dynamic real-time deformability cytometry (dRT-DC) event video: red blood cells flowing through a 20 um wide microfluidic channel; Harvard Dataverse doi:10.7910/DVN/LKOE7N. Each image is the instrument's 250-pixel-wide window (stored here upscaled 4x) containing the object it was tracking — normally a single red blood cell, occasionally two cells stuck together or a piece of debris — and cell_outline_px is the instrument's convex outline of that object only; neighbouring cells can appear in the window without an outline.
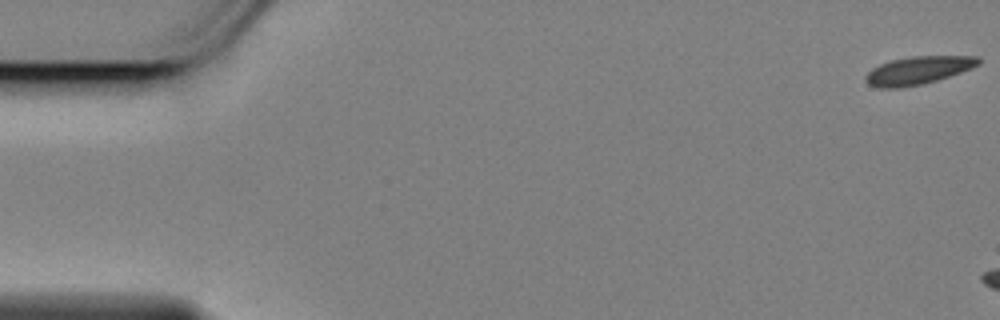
{"species": "Egyptian fruit bat (a non-hibernating species)", "species_latin": "Rousettus aegyptiacus", "temperature_condition": "cold", "stored_images_in_passage": 12, "camera_frame_rate_fps": 3000, "um_per_image_px": 0.085, "animal": {"sex": "female"}, "frame": {"image": 1, "passage_image": 1, "time_ms": 0.0, "image_size_px": [1000, 320], "cell_outline_px": [[980, 64], [972, 68], [936, 80], [920, 84], [900, 88], [880, 88], [868, 84], [864, 80], [864, 76], [872, 68], [888, 60], [912, 56], [980, 56]], "centroid_in_image_um": [78.0, 5.97], "position_along_channel_um": 7.0, "area_um2": 18.38}}